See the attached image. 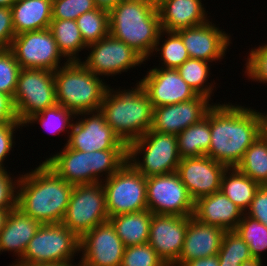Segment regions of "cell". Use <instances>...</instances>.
<instances>
[{
    "label": "cell",
    "mask_w": 267,
    "mask_h": 266,
    "mask_svg": "<svg viewBox=\"0 0 267 266\" xmlns=\"http://www.w3.org/2000/svg\"><path fill=\"white\" fill-rule=\"evenodd\" d=\"M127 155V161L145 178L176 172L181 160L177 136L151 129L127 146Z\"/></svg>",
    "instance_id": "52a82bcc"
},
{
    "label": "cell",
    "mask_w": 267,
    "mask_h": 266,
    "mask_svg": "<svg viewBox=\"0 0 267 266\" xmlns=\"http://www.w3.org/2000/svg\"><path fill=\"white\" fill-rule=\"evenodd\" d=\"M120 266H168L149 243L126 246Z\"/></svg>",
    "instance_id": "74e56055"
},
{
    "label": "cell",
    "mask_w": 267,
    "mask_h": 266,
    "mask_svg": "<svg viewBox=\"0 0 267 266\" xmlns=\"http://www.w3.org/2000/svg\"><path fill=\"white\" fill-rule=\"evenodd\" d=\"M15 35L11 8L0 7V49H9Z\"/></svg>",
    "instance_id": "f6af8a7d"
},
{
    "label": "cell",
    "mask_w": 267,
    "mask_h": 266,
    "mask_svg": "<svg viewBox=\"0 0 267 266\" xmlns=\"http://www.w3.org/2000/svg\"><path fill=\"white\" fill-rule=\"evenodd\" d=\"M201 0H164L157 9L162 30L178 31L209 21Z\"/></svg>",
    "instance_id": "cb8c5ba5"
},
{
    "label": "cell",
    "mask_w": 267,
    "mask_h": 266,
    "mask_svg": "<svg viewBox=\"0 0 267 266\" xmlns=\"http://www.w3.org/2000/svg\"><path fill=\"white\" fill-rule=\"evenodd\" d=\"M73 119H76V115L73 112L60 104H56L32 115L24 122L23 126L29 127V124L32 125L37 122L36 124L39 123L41 125L40 127L52 135H60V133H64L65 131L68 132L66 134H68L69 137V131H71L74 121Z\"/></svg>",
    "instance_id": "1f68e13d"
},
{
    "label": "cell",
    "mask_w": 267,
    "mask_h": 266,
    "mask_svg": "<svg viewBox=\"0 0 267 266\" xmlns=\"http://www.w3.org/2000/svg\"><path fill=\"white\" fill-rule=\"evenodd\" d=\"M190 217L152 214L148 243L168 266L179 259Z\"/></svg>",
    "instance_id": "d6986e66"
},
{
    "label": "cell",
    "mask_w": 267,
    "mask_h": 266,
    "mask_svg": "<svg viewBox=\"0 0 267 266\" xmlns=\"http://www.w3.org/2000/svg\"><path fill=\"white\" fill-rule=\"evenodd\" d=\"M158 10L138 0H121L109 11V34L150 59L161 32Z\"/></svg>",
    "instance_id": "277c9868"
},
{
    "label": "cell",
    "mask_w": 267,
    "mask_h": 266,
    "mask_svg": "<svg viewBox=\"0 0 267 266\" xmlns=\"http://www.w3.org/2000/svg\"><path fill=\"white\" fill-rule=\"evenodd\" d=\"M146 196L152 214L193 216L194 200L177 172L147 177Z\"/></svg>",
    "instance_id": "7c38bea8"
},
{
    "label": "cell",
    "mask_w": 267,
    "mask_h": 266,
    "mask_svg": "<svg viewBox=\"0 0 267 266\" xmlns=\"http://www.w3.org/2000/svg\"><path fill=\"white\" fill-rule=\"evenodd\" d=\"M259 187L256 181L232 167L223 173L220 190L245 213Z\"/></svg>",
    "instance_id": "f1b7e54d"
},
{
    "label": "cell",
    "mask_w": 267,
    "mask_h": 266,
    "mask_svg": "<svg viewBox=\"0 0 267 266\" xmlns=\"http://www.w3.org/2000/svg\"><path fill=\"white\" fill-rule=\"evenodd\" d=\"M121 0H94L95 5L99 9L110 11L115 7Z\"/></svg>",
    "instance_id": "c3c4849f"
},
{
    "label": "cell",
    "mask_w": 267,
    "mask_h": 266,
    "mask_svg": "<svg viewBox=\"0 0 267 266\" xmlns=\"http://www.w3.org/2000/svg\"><path fill=\"white\" fill-rule=\"evenodd\" d=\"M21 70L10 49H0V92L13 98Z\"/></svg>",
    "instance_id": "f35d334b"
},
{
    "label": "cell",
    "mask_w": 267,
    "mask_h": 266,
    "mask_svg": "<svg viewBox=\"0 0 267 266\" xmlns=\"http://www.w3.org/2000/svg\"><path fill=\"white\" fill-rule=\"evenodd\" d=\"M138 81L153 108L196 98L197 93L182 79L177 69L155 67Z\"/></svg>",
    "instance_id": "e0dca14e"
},
{
    "label": "cell",
    "mask_w": 267,
    "mask_h": 266,
    "mask_svg": "<svg viewBox=\"0 0 267 266\" xmlns=\"http://www.w3.org/2000/svg\"><path fill=\"white\" fill-rule=\"evenodd\" d=\"M76 118L78 121L73 122L65 143L68 148L85 152L127 149V145L106 123L104 114L100 110L80 113Z\"/></svg>",
    "instance_id": "9a60e30c"
},
{
    "label": "cell",
    "mask_w": 267,
    "mask_h": 266,
    "mask_svg": "<svg viewBox=\"0 0 267 266\" xmlns=\"http://www.w3.org/2000/svg\"><path fill=\"white\" fill-rule=\"evenodd\" d=\"M256 48H252L246 58L244 74H247L248 80L264 84L267 83V44Z\"/></svg>",
    "instance_id": "60d3db41"
},
{
    "label": "cell",
    "mask_w": 267,
    "mask_h": 266,
    "mask_svg": "<svg viewBox=\"0 0 267 266\" xmlns=\"http://www.w3.org/2000/svg\"><path fill=\"white\" fill-rule=\"evenodd\" d=\"M6 170L0 169V209L12 210L17 207L19 177Z\"/></svg>",
    "instance_id": "b9f144b4"
},
{
    "label": "cell",
    "mask_w": 267,
    "mask_h": 266,
    "mask_svg": "<svg viewBox=\"0 0 267 266\" xmlns=\"http://www.w3.org/2000/svg\"><path fill=\"white\" fill-rule=\"evenodd\" d=\"M42 224L25 214L18 207L12 209L5 221L4 228L0 232L1 252H13L19 261L25 249Z\"/></svg>",
    "instance_id": "d4e9b609"
},
{
    "label": "cell",
    "mask_w": 267,
    "mask_h": 266,
    "mask_svg": "<svg viewBox=\"0 0 267 266\" xmlns=\"http://www.w3.org/2000/svg\"><path fill=\"white\" fill-rule=\"evenodd\" d=\"M17 0H0V7H12Z\"/></svg>",
    "instance_id": "9f6ffc18"
},
{
    "label": "cell",
    "mask_w": 267,
    "mask_h": 266,
    "mask_svg": "<svg viewBox=\"0 0 267 266\" xmlns=\"http://www.w3.org/2000/svg\"><path fill=\"white\" fill-rule=\"evenodd\" d=\"M210 109L199 122L187 127L177 135L180 158L207 156L210 148Z\"/></svg>",
    "instance_id": "83f0119b"
},
{
    "label": "cell",
    "mask_w": 267,
    "mask_h": 266,
    "mask_svg": "<svg viewBox=\"0 0 267 266\" xmlns=\"http://www.w3.org/2000/svg\"><path fill=\"white\" fill-rule=\"evenodd\" d=\"M242 262L219 260V266H240Z\"/></svg>",
    "instance_id": "11a10c76"
},
{
    "label": "cell",
    "mask_w": 267,
    "mask_h": 266,
    "mask_svg": "<svg viewBox=\"0 0 267 266\" xmlns=\"http://www.w3.org/2000/svg\"><path fill=\"white\" fill-rule=\"evenodd\" d=\"M19 174L17 207L41 224L61 223L74 185L60 178L44 161Z\"/></svg>",
    "instance_id": "7a4b0ae2"
},
{
    "label": "cell",
    "mask_w": 267,
    "mask_h": 266,
    "mask_svg": "<svg viewBox=\"0 0 267 266\" xmlns=\"http://www.w3.org/2000/svg\"><path fill=\"white\" fill-rule=\"evenodd\" d=\"M125 245L110 221L103 222L80 238L82 266H120Z\"/></svg>",
    "instance_id": "2e32d148"
},
{
    "label": "cell",
    "mask_w": 267,
    "mask_h": 266,
    "mask_svg": "<svg viewBox=\"0 0 267 266\" xmlns=\"http://www.w3.org/2000/svg\"><path fill=\"white\" fill-rule=\"evenodd\" d=\"M236 168L260 186L267 185V137L263 133L245 151Z\"/></svg>",
    "instance_id": "4dcf8cb0"
},
{
    "label": "cell",
    "mask_w": 267,
    "mask_h": 266,
    "mask_svg": "<svg viewBox=\"0 0 267 266\" xmlns=\"http://www.w3.org/2000/svg\"><path fill=\"white\" fill-rule=\"evenodd\" d=\"M11 10L16 35L47 29L52 21V0H17Z\"/></svg>",
    "instance_id": "484cf974"
},
{
    "label": "cell",
    "mask_w": 267,
    "mask_h": 266,
    "mask_svg": "<svg viewBox=\"0 0 267 266\" xmlns=\"http://www.w3.org/2000/svg\"><path fill=\"white\" fill-rule=\"evenodd\" d=\"M11 210H7V209H0V232L3 230L4 228V224L5 221L7 219V216L9 214Z\"/></svg>",
    "instance_id": "f907efd6"
},
{
    "label": "cell",
    "mask_w": 267,
    "mask_h": 266,
    "mask_svg": "<svg viewBox=\"0 0 267 266\" xmlns=\"http://www.w3.org/2000/svg\"><path fill=\"white\" fill-rule=\"evenodd\" d=\"M20 127H23L22 123L0 124V169H6L4 160H6L5 158L8 157L14 147L15 133L18 129H21Z\"/></svg>",
    "instance_id": "7bdbcfd3"
},
{
    "label": "cell",
    "mask_w": 267,
    "mask_h": 266,
    "mask_svg": "<svg viewBox=\"0 0 267 266\" xmlns=\"http://www.w3.org/2000/svg\"><path fill=\"white\" fill-rule=\"evenodd\" d=\"M101 183L109 217L148 209L146 178L129 161Z\"/></svg>",
    "instance_id": "9c48e42d"
},
{
    "label": "cell",
    "mask_w": 267,
    "mask_h": 266,
    "mask_svg": "<svg viewBox=\"0 0 267 266\" xmlns=\"http://www.w3.org/2000/svg\"><path fill=\"white\" fill-rule=\"evenodd\" d=\"M217 255L219 260L242 263L253 258L248 244L235 231L224 233Z\"/></svg>",
    "instance_id": "8d00e7d4"
},
{
    "label": "cell",
    "mask_w": 267,
    "mask_h": 266,
    "mask_svg": "<svg viewBox=\"0 0 267 266\" xmlns=\"http://www.w3.org/2000/svg\"><path fill=\"white\" fill-rule=\"evenodd\" d=\"M61 149L45 158L44 162L60 178L72 185L99 183L116 173L128 159L127 149L85 152L68 148L66 145Z\"/></svg>",
    "instance_id": "5b68a950"
},
{
    "label": "cell",
    "mask_w": 267,
    "mask_h": 266,
    "mask_svg": "<svg viewBox=\"0 0 267 266\" xmlns=\"http://www.w3.org/2000/svg\"><path fill=\"white\" fill-rule=\"evenodd\" d=\"M183 266H219L218 255L194 259L186 262Z\"/></svg>",
    "instance_id": "7dc6e473"
},
{
    "label": "cell",
    "mask_w": 267,
    "mask_h": 266,
    "mask_svg": "<svg viewBox=\"0 0 267 266\" xmlns=\"http://www.w3.org/2000/svg\"><path fill=\"white\" fill-rule=\"evenodd\" d=\"M20 123L57 104L54 71L21 68L13 96Z\"/></svg>",
    "instance_id": "8fae6325"
},
{
    "label": "cell",
    "mask_w": 267,
    "mask_h": 266,
    "mask_svg": "<svg viewBox=\"0 0 267 266\" xmlns=\"http://www.w3.org/2000/svg\"><path fill=\"white\" fill-rule=\"evenodd\" d=\"M245 215L258 220L267 227V185L258 188Z\"/></svg>",
    "instance_id": "ee69618b"
},
{
    "label": "cell",
    "mask_w": 267,
    "mask_h": 266,
    "mask_svg": "<svg viewBox=\"0 0 267 266\" xmlns=\"http://www.w3.org/2000/svg\"><path fill=\"white\" fill-rule=\"evenodd\" d=\"M245 213L221 190L194 202L193 218L206 225L234 231Z\"/></svg>",
    "instance_id": "603a6c76"
},
{
    "label": "cell",
    "mask_w": 267,
    "mask_h": 266,
    "mask_svg": "<svg viewBox=\"0 0 267 266\" xmlns=\"http://www.w3.org/2000/svg\"><path fill=\"white\" fill-rule=\"evenodd\" d=\"M227 168L205 155L181 159L176 172L195 202L220 191L221 179Z\"/></svg>",
    "instance_id": "ac0fdd59"
},
{
    "label": "cell",
    "mask_w": 267,
    "mask_h": 266,
    "mask_svg": "<svg viewBox=\"0 0 267 266\" xmlns=\"http://www.w3.org/2000/svg\"><path fill=\"white\" fill-rule=\"evenodd\" d=\"M106 221H109V216L102 183L74 185L61 223L80 239L89 230Z\"/></svg>",
    "instance_id": "30bf717a"
},
{
    "label": "cell",
    "mask_w": 267,
    "mask_h": 266,
    "mask_svg": "<svg viewBox=\"0 0 267 266\" xmlns=\"http://www.w3.org/2000/svg\"><path fill=\"white\" fill-rule=\"evenodd\" d=\"M262 116V132L267 137V113H261Z\"/></svg>",
    "instance_id": "db71d44e"
},
{
    "label": "cell",
    "mask_w": 267,
    "mask_h": 266,
    "mask_svg": "<svg viewBox=\"0 0 267 266\" xmlns=\"http://www.w3.org/2000/svg\"><path fill=\"white\" fill-rule=\"evenodd\" d=\"M49 30L66 61H81L78 54L84 49L87 50V45L75 20L52 19Z\"/></svg>",
    "instance_id": "f546056e"
},
{
    "label": "cell",
    "mask_w": 267,
    "mask_h": 266,
    "mask_svg": "<svg viewBox=\"0 0 267 266\" xmlns=\"http://www.w3.org/2000/svg\"><path fill=\"white\" fill-rule=\"evenodd\" d=\"M80 239L62 223L42 224L28 243L19 262L73 264Z\"/></svg>",
    "instance_id": "ba28073f"
},
{
    "label": "cell",
    "mask_w": 267,
    "mask_h": 266,
    "mask_svg": "<svg viewBox=\"0 0 267 266\" xmlns=\"http://www.w3.org/2000/svg\"><path fill=\"white\" fill-rule=\"evenodd\" d=\"M138 1L148 4L155 9H158L162 5L164 0H138Z\"/></svg>",
    "instance_id": "f5cc1de1"
},
{
    "label": "cell",
    "mask_w": 267,
    "mask_h": 266,
    "mask_svg": "<svg viewBox=\"0 0 267 266\" xmlns=\"http://www.w3.org/2000/svg\"><path fill=\"white\" fill-rule=\"evenodd\" d=\"M75 21L86 45L109 35V12L106 10L96 8L83 13Z\"/></svg>",
    "instance_id": "e575fe53"
},
{
    "label": "cell",
    "mask_w": 267,
    "mask_h": 266,
    "mask_svg": "<svg viewBox=\"0 0 267 266\" xmlns=\"http://www.w3.org/2000/svg\"><path fill=\"white\" fill-rule=\"evenodd\" d=\"M240 266H263L262 260L252 258L248 261H244Z\"/></svg>",
    "instance_id": "816d5d0a"
},
{
    "label": "cell",
    "mask_w": 267,
    "mask_h": 266,
    "mask_svg": "<svg viewBox=\"0 0 267 266\" xmlns=\"http://www.w3.org/2000/svg\"><path fill=\"white\" fill-rule=\"evenodd\" d=\"M176 32L180 35L190 58L207 62L222 60L232 43L231 35L212 24L210 20L202 25Z\"/></svg>",
    "instance_id": "ffe728a7"
},
{
    "label": "cell",
    "mask_w": 267,
    "mask_h": 266,
    "mask_svg": "<svg viewBox=\"0 0 267 266\" xmlns=\"http://www.w3.org/2000/svg\"><path fill=\"white\" fill-rule=\"evenodd\" d=\"M211 142L207 156L236 167L245 151L263 133L261 112L228 102L210 108Z\"/></svg>",
    "instance_id": "6da1fadb"
},
{
    "label": "cell",
    "mask_w": 267,
    "mask_h": 266,
    "mask_svg": "<svg viewBox=\"0 0 267 266\" xmlns=\"http://www.w3.org/2000/svg\"><path fill=\"white\" fill-rule=\"evenodd\" d=\"M100 111L106 123L127 146L152 127L153 107L138 82L127 90L108 87Z\"/></svg>",
    "instance_id": "3957f363"
},
{
    "label": "cell",
    "mask_w": 267,
    "mask_h": 266,
    "mask_svg": "<svg viewBox=\"0 0 267 266\" xmlns=\"http://www.w3.org/2000/svg\"><path fill=\"white\" fill-rule=\"evenodd\" d=\"M234 231L248 244L253 258L262 260L267 250V227L244 214Z\"/></svg>",
    "instance_id": "d590c367"
},
{
    "label": "cell",
    "mask_w": 267,
    "mask_h": 266,
    "mask_svg": "<svg viewBox=\"0 0 267 266\" xmlns=\"http://www.w3.org/2000/svg\"><path fill=\"white\" fill-rule=\"evenodd\" d=\"M9 49L21 68L56 71L65 60L49 28L15 35Z\"/></svg>",
    "instance_id": "5bb4252c"
},
{
    "label": "cell",
    "mask_w": 267,
    "mask_h": 266,
    "mask_svg": "<svg viewBox=\"0 0 267 266\" xmlns=\"http://www.w3.org/2000/svg\"><path fill=\"white\" fill-rule=\"evenodd\" d=\"M89 55L80 61L96 76H115L141 66L146 60L121 40L110 34L97 42L87 45ZM104 75V76H103Z\"/></svg>",
    "instance_id": "4fadbf2b"
},
{
    "label": "cell",
    "mask_w": 267,
    "mask_h": 266,
    "mask_svg": "<svg viewBox=\"0 0 267 266\" xmlns=\"http://www.w3.org/2000/svg\"><path fill=\"white\" fill-rule=\"evenodd\" d=\"M9 266H73V264H64V263L28 264V263L15 261L12 265H9Z\"/></svg>",
    "instance_id": "681fc988"
},
{
    "label": "cell",
    "mask_w": 267,
    "mask_h": 266,
    "mask_svg": "<svg viewBox=\"0 0 267 266\" xmlns=\"http://www.w3.org/2000/svg\"><path fill=\"white\" fill-rule=\"evenodd\" d=\"M73 266H82L80 263H78L77 265L75 264V265H73Z\"/></svg>",
    "instance_id": "6f0895ef"
},
{
    "label": "cell",
    "mask_w": 267,
    "mask_h": 266,
    "mask_svg": "<svg viewBox=\"0 0 267 266\" xmlns=\"http://www.w3.org/2000/svg\"><path fill=\"white\" fill-rule=\"evenodd\" d=\"M209 102V98L198 95L188 101L153 108L151 130L177 136L206 116L208 110L214 105Z\"/></svg>",
    "instance_id": "44dd1931"
},
{
    "label": "cell",
    "mask_w": 267,
    "mask_h": 266,
    "mask_svg": "<svg viewBox=\"0 0 267 266\" xmlns=\"http://www.w3.org/2000/svg\"><path fill=\"white\" fill-rule=\"evenodd\" d=\"M20 123L16 114L13 98L0 92V124Z\"/></svg>",
    "instance_id": "bcb514c9"
},
{
    "label": "cell",
    "mask_w": 267,
    "mask_h": 266,
    "mask_svg": "<svg viewBox=\"0 0 267 266\" xmlns=\"http://www.w3.org/2000/svg\"><path fill=\"white\" fill-rule=\"evenodd\" d=\"M166 34V36H165ZM164 38V42L162 40V45H160L161 39ZM159 46V47H158ZM155 51V52H154ZM159 52L160 61L162 66L161 68H172L177 69L180 67L187 59H189V55L187 52L186 47L180 37V35L176 31H166L161 30L155 48L152 52L157 53Z\"/></svg>",
    "instance_id": "836d02e7"
},
{
    "label": "cell",
    "mask_w": 267,
    "mask_h": 266,
    "mask_svg": "<svg viewBox=\"0 0 267 266\" xmlns=\"http://www.w3.org/2000/svg\"><path fill=\"white\" fill-rule=\"evenodd\" d=\"M54 78L57 104L75 115L100 110L109 85L80 61H64L63 66L54 71Z\"/></svg>",
    "instance_id": "8992f818"
},
{
    "label": "cell",
    "mask_w": 267,
    "mask_h": 266,
    "mask_svg": "<svg viewBox=\"0 0 267 266\" xmlns=\"http://www.w3.org/2000/svg\"><path fill=\"white\" fill-rule=\"evenodd\" d=\"M96 8L94 0H52V19L76 20Z\"/></svg>",
    "instance_id": "ab89813d"
},
{
    "label": "cell",
    "mask_w": 267,
    "mask_h": 266,
    "mask_svg": "<svg viewBox=\"0 0 267 266\" xmlns=\"http://www.w3.org/2000/svg\"><path fill=\"white\" fill-rule=\"evenodd\" d=\"M225 232L219 226L206 225L190 217L183 249L172 266H183L194 259L217 255Z\"/></svg>",
    "instance_id": "7402d4cb"
},
{
    "label": "cell",
    "mask_w": 267,
    "mask_h": 266,
    "mask_svg": "<svg viewBox=\"0 0 267 266\" xmlns=\"http://www.w3.org/2000/svg\"><path fill=\"white\" fill-rule=\"evenodd\" d=\"M209 63L204 60L189 58L177 68V71L197 95L205 96L211 100L216 86L215 82H208L209 75H211Z\"/></svg>",
    "instance_id": "d6a6232c"
},
{
    "label": "cell",
    "mask_w": 267,
    "mask_h": 266,
    "mask_svg": "<svg viewBox=\"0 0 267 266\" xmlns=\"http://www.w3.org/2000/svg\"><path fill=\"white\" fill-rule=\"evenodd\" d=\"M151 219L152 213L148 209L109 217L125 246L148 243Z\"/></svg>",
    "instance_id": "4316f807"
}]
</instances>
